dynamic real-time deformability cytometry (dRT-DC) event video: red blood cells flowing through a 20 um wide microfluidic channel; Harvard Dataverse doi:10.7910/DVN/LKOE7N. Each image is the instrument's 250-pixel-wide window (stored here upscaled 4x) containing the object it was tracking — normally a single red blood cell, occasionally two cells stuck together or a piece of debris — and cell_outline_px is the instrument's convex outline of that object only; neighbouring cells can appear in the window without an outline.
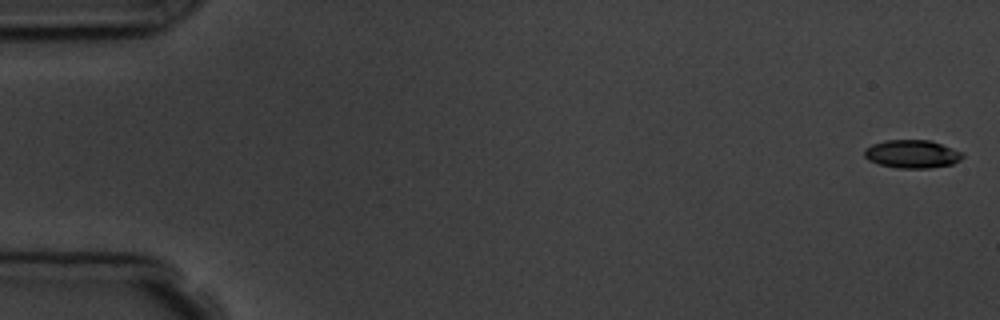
{"species": "common noctule bat (a hibernating species)", "species_latin": "Nyctalus noctula", "temperature_condition": "room temperature", "stored_images_in_passage": 6, "camera_frame_rate_fps": 3000, "um_per_image_px": 0.085, "animal": {"sex": "male", "body_mass_g": 19.5, "forearm_length_mm": 54.6}, "frame": {"image": 1, "passage_image": 1, "time_ms": 0.0, "image_size_px": [1000, 320], "cell_outline_px": [[964, 156], [960, 160], [952, 164], [928, 168], [900, 168], [880, 164], [868, 160], [864, 156], [864, 148], [872, 144], [884, 140], [928, 140], [964, 152]], "centroid_in_image_um": [77.52, 13.08], "position_along_channel_um": 7.5, "area_um2": 16.07}}
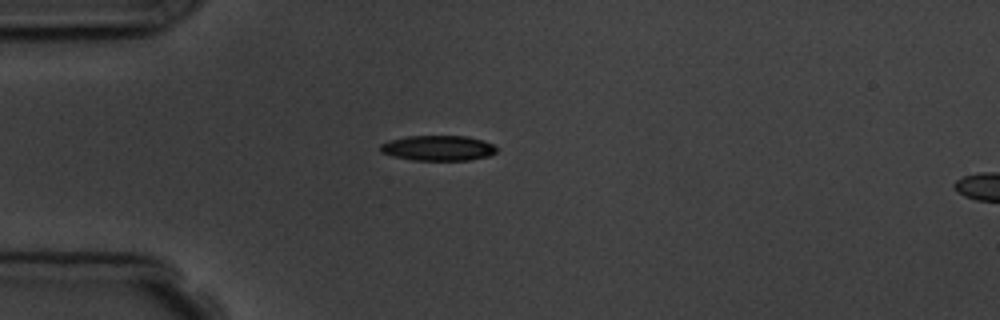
{"frame": {"image": 2, "passage_image": 5, "time_ms": 4.667, "image_size_px": [1000, 320], "cell_outline_px": [[496, 152], [488, 156], [468, 160], [412, 160], [392, 156], [380, 152], [380, 144], [392, 140], [408, 136], [464, 136], [484, 140], [492, 144], [496, 148]], "centroid_in_image_um": [37.23, 12.59], "position_along_channel_um": 47.8, "area_um2": 16.99}}